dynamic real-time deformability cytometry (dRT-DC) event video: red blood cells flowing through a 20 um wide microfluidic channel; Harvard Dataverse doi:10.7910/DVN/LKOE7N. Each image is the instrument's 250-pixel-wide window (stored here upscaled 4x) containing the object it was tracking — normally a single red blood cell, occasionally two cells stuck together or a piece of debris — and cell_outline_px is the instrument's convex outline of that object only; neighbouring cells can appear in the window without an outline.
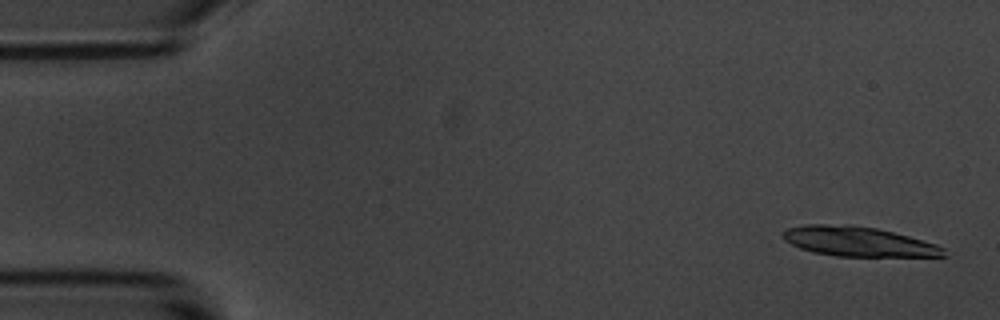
{"species": "common noctule bat (a hibernating species)", "species_latin": "Nyctalus noctula", "temperature_condition": "room temperature", "stored_images_in_passage": 6, "camera_frame_rate_fps": 3000, "um_per_image_px": 0.085, "animal": {"sex": "male", "body_mass_g": 20.1, "forearm_length_mm": 53.5}, "frame": {"image": 1, "passage_image": 1, "time_ms": 0.0, "image_size_px": [1000, 320], "cell_outline_px": [[948, 256], [836, 256], [812, 252], [800, 248], [784, 240], [784, 232], [788, 228], [808, 224], [852, 224], [876, 228], [908, 236], [936, 244], [944, 248]], "centroid_in_image_um": [72.96, 20.53], "position_along_channel_um": 12.0, "area_um2": 27.69}}